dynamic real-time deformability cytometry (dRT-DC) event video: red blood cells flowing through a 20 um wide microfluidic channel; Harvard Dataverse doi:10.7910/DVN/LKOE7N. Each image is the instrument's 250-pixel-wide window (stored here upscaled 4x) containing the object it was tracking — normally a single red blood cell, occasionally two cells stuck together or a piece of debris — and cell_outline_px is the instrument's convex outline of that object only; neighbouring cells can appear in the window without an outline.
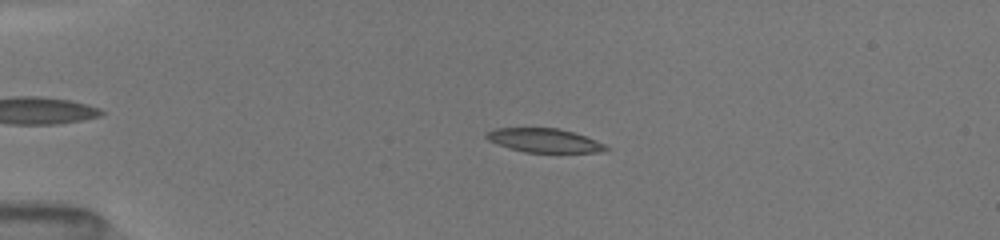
{"species": "common noctule bat (a hibernating species)", "species_latin": "Nyctalus noctula", "temperature_condition": "room temperature", "stored_images_in_passage": 31, "camera_frame_rate_fps": 3000, "um_per_image_px": 0.085, "animal": {"sex": "female", "body_mass_g": 19.5, "forearm_length_mm": 54.1}, "frame": {"image": 1, "passage_image": 16, "time_ms": 3.333, "image_size_px": [1000, 240], "cell_outline_px": [[612, 148], [600, 152], [524, 152], [488, 140], [484, 136], [484, 132], [496, 128], [556, 128], [572, 132], [596, 140]], "centroid_in_image_um": [46.26, 11.93], "position_along_channel_um": 38.7, "area_um2": 16.42}}
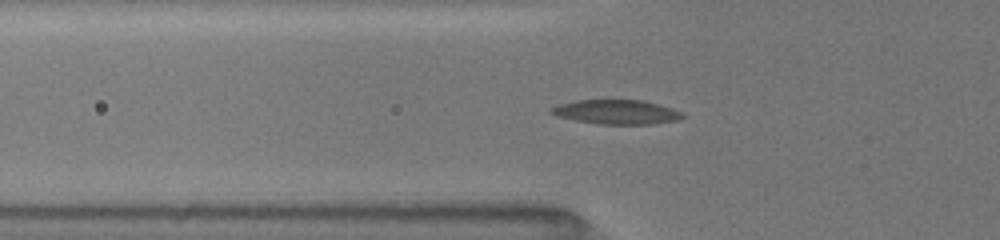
{"frame": {"image": 2, "passage_image": 24, "time_ms": 5.333, "image_size_px": [1000, 240], "cell_outline_px": [[684, 116], [676, 120], [652, 124], [600, 124], [576, 120], [556, 116], [548, 112], [548, 108], [560, 104], [576, 100], [640, 100], [672, 108], [680, 112]], "centroid_in_image_um": [52.33, 9.52], "position_along_channel_um": 73.5, "area_um2": 18.44}}
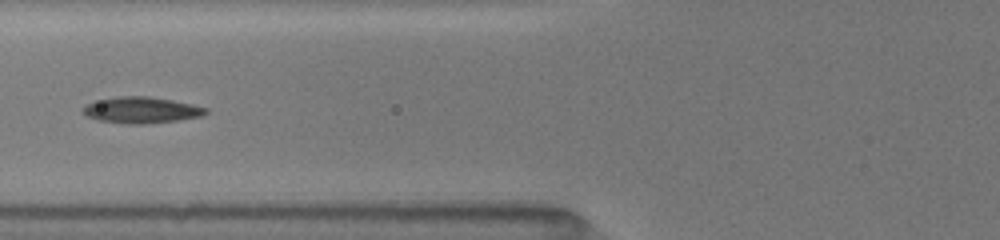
{"frame": {"image": 3, "passage_image": 30, "time_ms": 6.333, "image_size_px": [1000, 240], "cell_outline_px": [[208, 112], [200, 116], [176, 120], [144, 124], [124, 124], [96, 120], [80, 112], [80, 108], [84, 104], [116, 96], [148, 96], [172, 100], [192, 104], [208, 108]], "centroid_in_image_um": [11.94, 9.35], "position_along_channel_um": 113.9, "area_um2": 18.9}}